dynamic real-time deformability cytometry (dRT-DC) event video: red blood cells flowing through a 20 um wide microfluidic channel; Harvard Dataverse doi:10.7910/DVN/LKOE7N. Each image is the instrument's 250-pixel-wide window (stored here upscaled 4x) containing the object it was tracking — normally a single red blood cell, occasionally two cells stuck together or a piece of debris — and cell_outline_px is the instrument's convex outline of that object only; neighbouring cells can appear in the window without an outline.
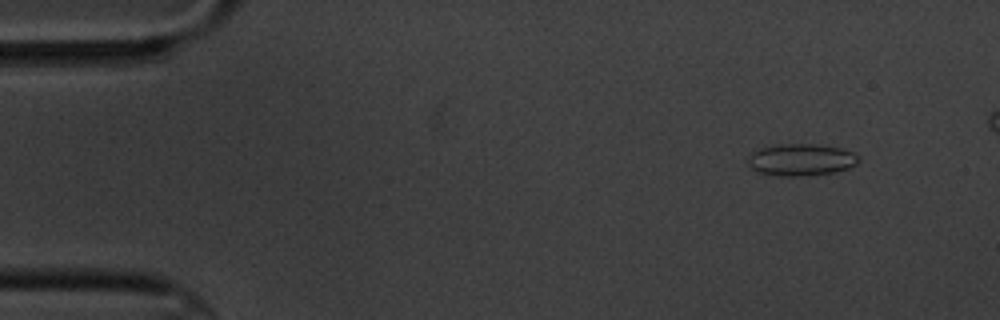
{"species": "common noctule bat (a hibernating species)", "species_latin": "Nyctalus noctula", "temperature_condition": "cold", "stored_images_in_passage": 5, "camera_frame_rate_fps": 3000, "um_per_image_px": 0.085, "animal": {"sex": "male", "body_mass_g": 20.1, "forearm_length_mm": 53.5}, "frame": {"image": 1, "passage_image": 1, "time_ms": 0.0, "image_size_px": [1000, 320], "cell_outline_px": [[860, 160], [856, 164], [848, 168], [836, 172], [808, 176], [780, 176], [756, 172], [748, 168], [748, 160], [752, 152], [760, 148], [788, 144], [816, 144], [840, 148], [852, 152]], "centroid_in_image_um": [68.07, 13.6], "position_along_channel_um": 16.9, "area_um2": 20.63}}